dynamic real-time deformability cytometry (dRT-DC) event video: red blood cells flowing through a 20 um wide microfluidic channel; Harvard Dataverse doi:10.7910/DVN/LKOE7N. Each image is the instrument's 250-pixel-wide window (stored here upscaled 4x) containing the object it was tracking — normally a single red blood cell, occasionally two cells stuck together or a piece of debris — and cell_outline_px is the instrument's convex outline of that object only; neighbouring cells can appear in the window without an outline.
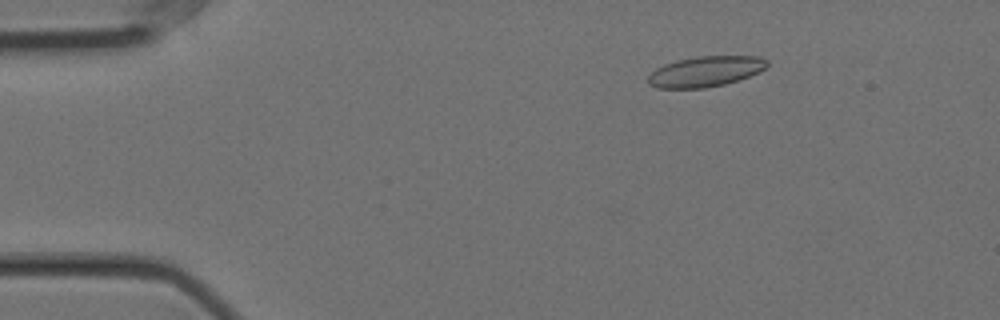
{"species": "Egyptian fruit bat (a non-hibernating species)", "species_latin": "Rousettus aegyptiacus", "temperature_condition": "cold", "stored_images_in_passage": 57, "camera_frame_rate_fps": 3000, "um_per_image_px": 0.085, "animal": {"sex": "female"}, "frame": {"image": 1, "passage_image": 9, "time_ms": 2.667, "image_size_px": [1000, 320], "cell_outline_px": [[768, 64], [760, 72], [724, 84], [704, 88], [656, 88], [648, 84], [648, 76], [656, 68], [664, 64], [676, 60], [696, 56], [760, 56], [768, 60]], "centroid_in_image_um": [59.95, 6.07], "position_along_channel_um": 25.1, "area_um2": 21.15}}
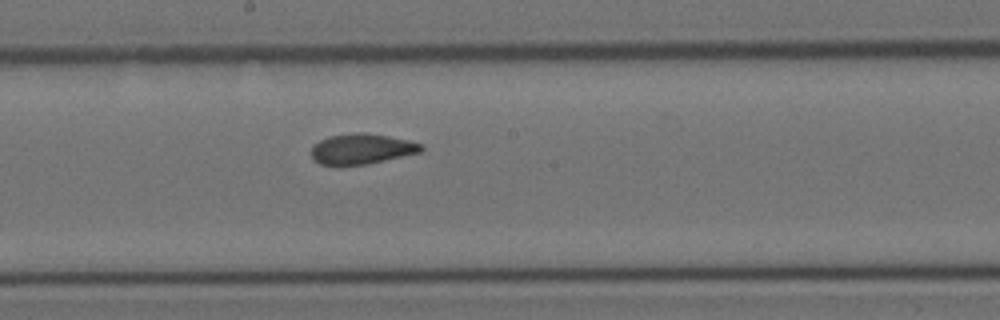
{"frame": {"image": 2, "passage_image": 31, "time_ms": 10.0, "image_size_px": [1000, 320], "cell_outline_px": [[424, 148], [420, 152], [364, 164], [320, 164], [312, 160], [312, 144], [328, 136], [356, 132], [364, 132], [388, 136], [408, 140], [424, 144]], "centroid_in_image_um": [30.72, 12.63], "position_along_channel_um": 217.5, "area_um2": 19.25}}
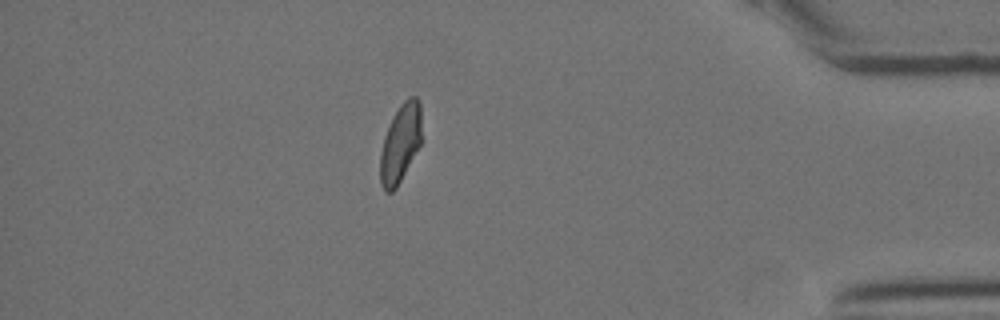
{"frame": {"image": 3, "passage_image": 50, "time_ms": 16.333, "image_size_px": [1000, 320], "cell_outline_px": [[420, 144], [396, 188], [392, 192], [384, 192], [380, 184], [380, 156], [384, 136], [392, 116], [400, 104], [408, 96], [416, 96], [420, 104]], "centroid_in_image_um": [34.0, 12.18], "position_along_channel_um": 401.2, "area_um2": 18.73}, "authors_computed_cell_mechanics": {"area_um2": 20.1144, "velocity_mm_per_s": 3.5397, "shape_relaxation_time_tau1_ms": null, "shape_relaxation_time_tau2_ms": 2.3151, "deformation_change_tau1": null, "deformation_change_tau2": 0.0494}}